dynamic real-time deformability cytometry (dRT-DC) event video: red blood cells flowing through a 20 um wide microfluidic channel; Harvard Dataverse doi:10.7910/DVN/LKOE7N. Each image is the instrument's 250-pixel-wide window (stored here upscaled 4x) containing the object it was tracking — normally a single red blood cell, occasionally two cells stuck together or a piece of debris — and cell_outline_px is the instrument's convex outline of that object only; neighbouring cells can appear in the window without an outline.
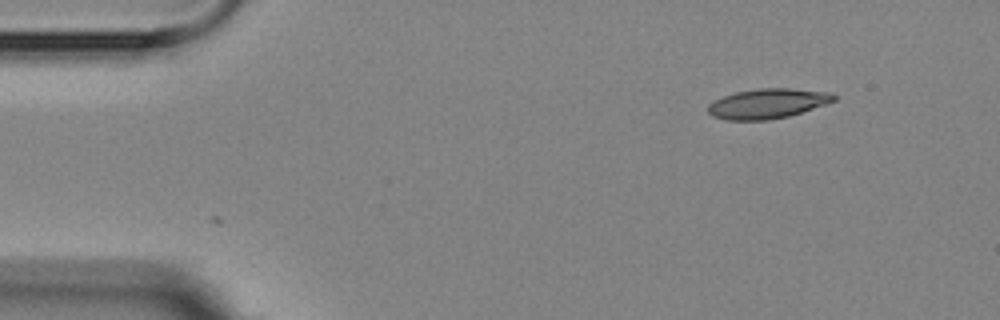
{"species": "Egyptian fruit bat (a non-hibernating species)", "species_latin": "Rousettus aegyptiacus", "temperature_condition": "room temperature", "stored_images_in_passage": 2, "camera_frame_rate_fps": 3000, "um_per_image_px": 0.085, "animal": {"sex": "female"}, "frame": {"image": 1, "passage_image": 2, "time_ms": 1.0, "image_size_px": [1000, 320], "cell_outline_px": [[836, 100], [788, 116], [768, 120], [724, 120], [712, 116], [708, 112], [708, 104], [724, 96], [736, 92], [756, 88], [788, 88], [832, 92], [836, 96]], "centroid_in_image_um": [65.23, 8.8], "position_along_channel_um": 19.8, "area_um2": 21.79}}